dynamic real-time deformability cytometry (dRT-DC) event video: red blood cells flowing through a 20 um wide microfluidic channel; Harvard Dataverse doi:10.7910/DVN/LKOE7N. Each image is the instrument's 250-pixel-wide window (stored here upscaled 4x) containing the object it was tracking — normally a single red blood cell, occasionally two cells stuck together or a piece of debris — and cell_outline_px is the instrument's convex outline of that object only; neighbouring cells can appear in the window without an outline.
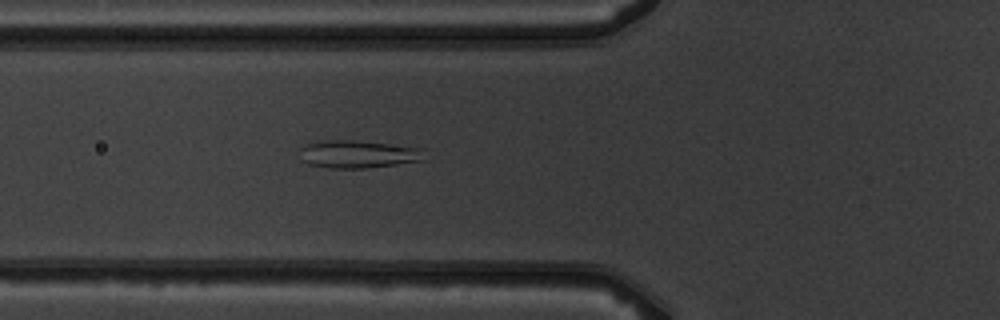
{"species": "common noctule bat (a hibernating species)", "species_latin": "Nyctalus noctula", "temperature_condition": "warm", "stored_images_in_passage": 6, "camera_frame_rate_fps": 3000, "um_per_image_px": 0.085, "animal": {"sex": "male", "body_mass_g": 19.5, "forearm_length_mm": 54.6}, "frame": {"image": 1, "passage_image": 6, "time_ms": 5.667, "image_size_px": [1000, 320], "cell_outline_px": [[428, 148], [420, 160], [396, 164], [368, 168], [332, 168], [308, 164], [300, 160], [300, 148], [304, 144], [312, 140], [352, 140]], "centroid_in_image_um": [30.38, 13.08], "position_along_channel_um": 95.4, "area_um2": 20.46}}